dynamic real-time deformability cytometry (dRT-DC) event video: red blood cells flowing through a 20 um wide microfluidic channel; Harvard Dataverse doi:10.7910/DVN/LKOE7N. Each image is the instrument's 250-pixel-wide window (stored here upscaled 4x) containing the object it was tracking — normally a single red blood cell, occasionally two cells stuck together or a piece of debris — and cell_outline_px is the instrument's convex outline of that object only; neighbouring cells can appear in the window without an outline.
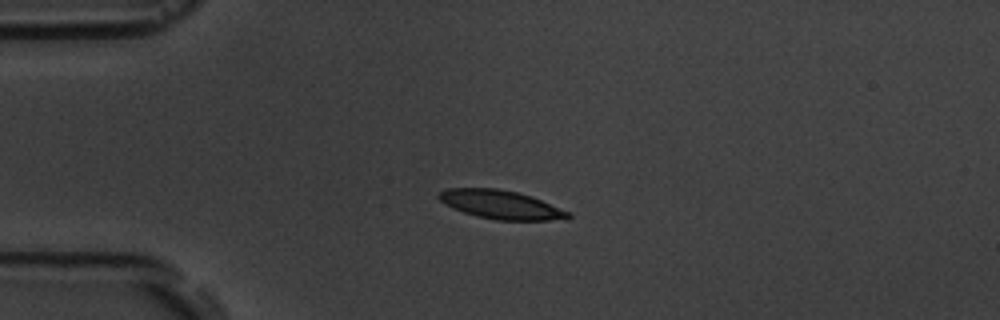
{"species": "common noctule bat (a hibernating species)", "species_latin": "Nyctalus noctula", "temperature_condition": "room temperature", "stored_images_in_passage": 8, "camera_frame_rate_fps": 3000, "um_per_image_px": 0.085, "animal": {"sex": "male", "body_mass_g": 19.5, "forearm_length_mm": 54.6}, "frame": {"image": 1, "passage_image": 3, "time_ms": 3.0, "image_size_px": [1000, 320], "cell_outline_px": [[572, 216], [568, 220], [496, 220], [476, 216], [452, 208], [444, 204], [436, 196], [440, 192], [448, 188], [496, 188], [516, 192], [532, 196], [572, 212]], "centroid_in_image_um": [42.63, 17.4], "position_along_channel_um": 42.4, "area_um2": 21.85}}
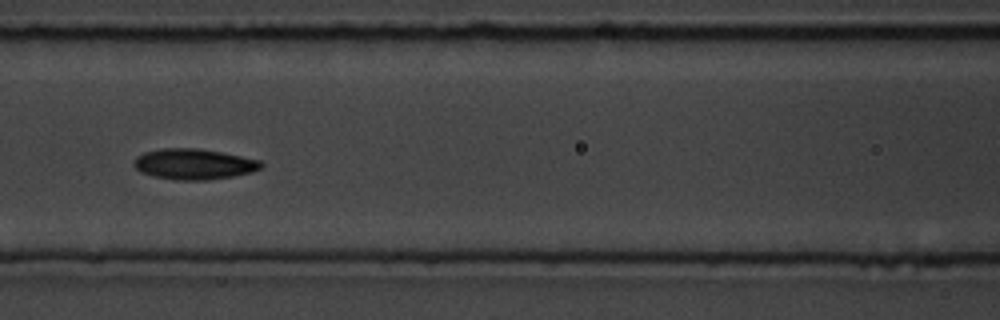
{"frame": {"image": 2, "passage_image": 6, "time_ms": 6.667, "image_size_px": [1000, 320], "cell_outline_px": [[264, 164], [260, 168], [252, 172], [232, 176], [204, 180], [176, 180], [152, 176], [140, 172], [132, 164], [136, 156], [144, 152], [164, 148], [196, 148], [220, 152], [260, 160]], "centroid_in_image_um": [16.44, 13.95], "position_along_channel_um": 150.2, "area_um2": 22.66}}
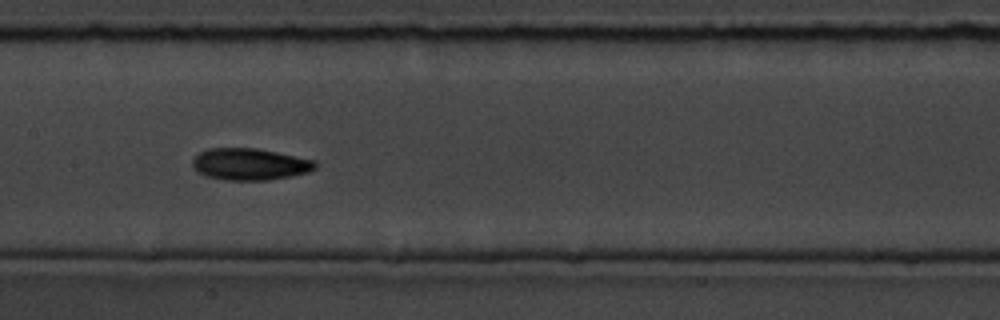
{"frame": {"image": 3, "passage_image": 7, "time_ms": 7.667, "image_size_px": [1000, 320], "cell_outline_px": [[316, 168], [308, 172], [292, 176], [268, 180], [224, 180], [208, 176], [200, 172], [192, 164], [192, 160], [200, 152], [208, 148], [256, 148], [316, 160]], "centroid_in_image_um": [21.27, 13.95], "position_along_channel_um": 186.1, "area_um2": 22.6}}